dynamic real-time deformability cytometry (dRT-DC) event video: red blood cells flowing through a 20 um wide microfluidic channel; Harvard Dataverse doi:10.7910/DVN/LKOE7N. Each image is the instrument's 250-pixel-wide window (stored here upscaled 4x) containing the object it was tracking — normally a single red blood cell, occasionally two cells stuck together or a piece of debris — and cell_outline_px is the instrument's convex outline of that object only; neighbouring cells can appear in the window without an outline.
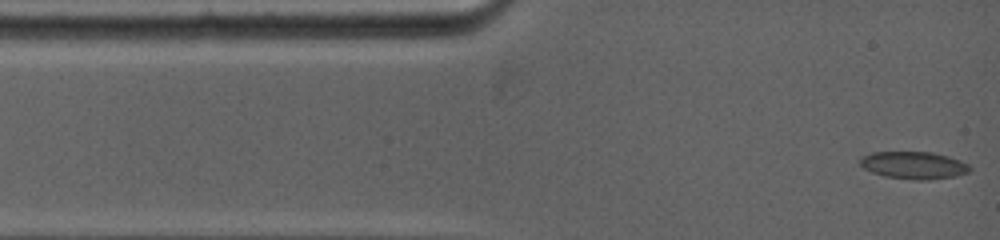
{"species": "common noctule bat (a hibernating species)", "species_latin": "Nyctalus noctula", "temperature_condition": "warm", "stored_images_in_passage": 13, "camera_frame_rate_fps": 5000, "um_per_image_px": 0.085, "animal": {"sex": "female", "body_mass_g": 19.0, "forearm_length_mm": 53.3}, "frame": {"image": 1, "passage_image": 1, "time_ms": 0.0, "image_size_px": [1000, 240], "cell_outline_px": [[972, 168], [968, 172], [956, 176], [928, 180], [916, 180], [884, 176], [872, 172], [864, 168], [860, 164], [860, 156], [872, 152], [932, 152], [948, 156], [960, 160], [968, 164]], "centroid_in_image_um": [77.67, 14.04], "position_along_channel_um": 7.3, "area_um2": 17.57}}
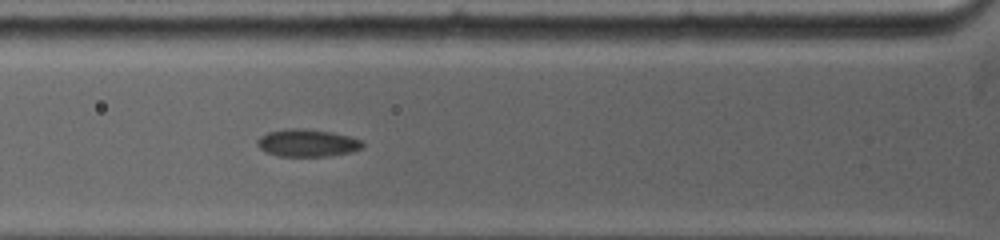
{"frame": {"image": 2, "passage_image": 10, "time_ms": 3.6, "image_size_px": [1000, 240], "cell_outline_px": [[364, 148], [352, 152], [328, 156], [276, 156], [264, 152], [256, 144], [256, 140], [260, 136], [268, 132], [292, 128], [300, 128], [332, 132], [348, 136], [360, 140], [364, 144]], "centroid_in_image_um": [26.1, 12.16], "position_along_channel_um": 99.7, "area_um2": 16.94}}
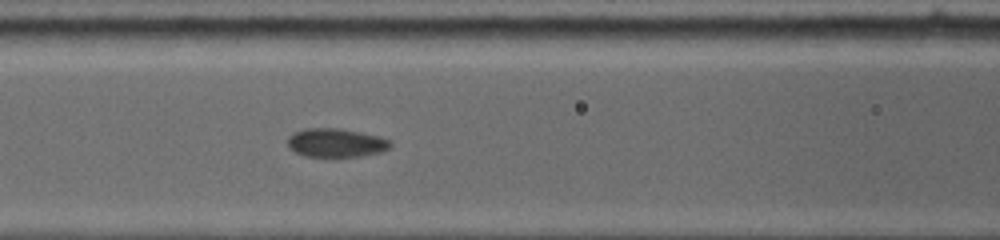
{"frame": {"image": 3, "passage_image": 13, "time_ms": 4.6, "image_size_px": [1000, 240], "cell_outline_px": [[392, 144], [388, 148], [380, 152], [360, 156], [332, 160], [304, 156], [288, 148], [288, 136], [296, 132], [308, 128], [340, 128], [380, 136], [388, 140]], "centroid_in_image_um": [28.53, 12.19], "position_along_channel_um": 138.1, "area_um2": 17.8}}